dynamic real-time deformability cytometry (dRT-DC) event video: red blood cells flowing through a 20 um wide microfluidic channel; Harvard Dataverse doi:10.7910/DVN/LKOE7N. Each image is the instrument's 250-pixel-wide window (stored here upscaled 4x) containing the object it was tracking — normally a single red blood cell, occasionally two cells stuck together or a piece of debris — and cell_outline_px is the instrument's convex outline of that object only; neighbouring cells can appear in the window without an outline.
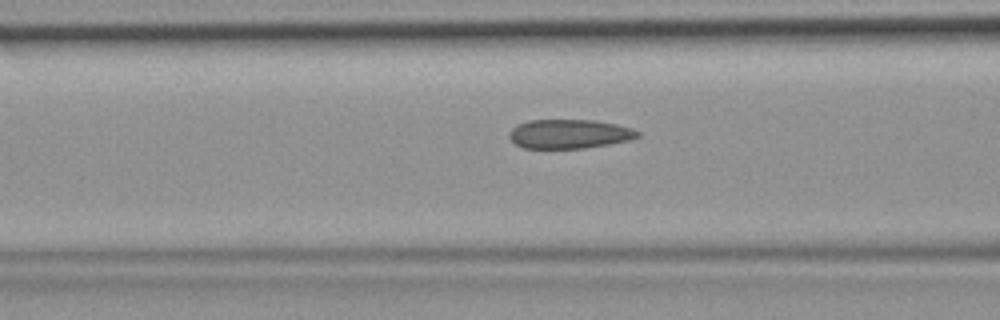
{"species": "common noctule bat (a hibernating species)", "species_latin": "Nyctalus noctula", "temperature_condition": "room temperature", "stored_images_in_passage": 8, "camera_frame_rate_fps": 3000, "um_per_image_px": 0.085, "animal": {"sex": "female", "body_mass_g": 19.9}, "frame": {"image": 1, "passage_image": 6, "time_ms": 1.667, "image_size_px": [1000, 320], "cell_outline_px": [[640, 136], [628, 140], [608, 144], [584, 148], [524, 148], [516, 144], [508, 136], [508, 132], [512, 128], [528, 120], [596, 120], [616, 124], [632, 128], [640, 132]], "centroid_in_image_um": [48.39, 11.38], "position_along_channel_um": 118.2, "area_um2": 21.73}}